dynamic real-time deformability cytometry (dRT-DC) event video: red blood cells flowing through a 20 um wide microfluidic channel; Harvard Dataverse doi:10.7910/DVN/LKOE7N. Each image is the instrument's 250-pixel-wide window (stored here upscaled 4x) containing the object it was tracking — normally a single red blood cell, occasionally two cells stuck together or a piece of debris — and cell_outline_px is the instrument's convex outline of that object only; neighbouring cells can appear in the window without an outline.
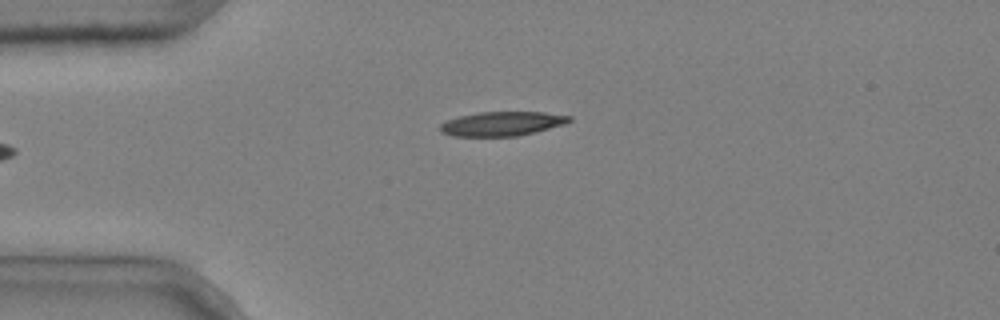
{"species": "common noctule bat (a hibernating species)", "species_latin": "Nyctalus noctula", "temperature_condition": "cold", "stored_images_in_passage": 11, "camera_frame_rate_fps": 3000, "um_per_image_px": 0.085, "animal": {"sex": "male", "body_mass_g": 20.4}, "frame": {"image": 1, "passage_image": 2, "time_ms": 0.333, "image_size_px": [1000, 320], "cell_outline_px": [[572, 120], [564, 124], [536, 132], [516, 136], [452, 136], [440, 132], [440, 124], [448, 120], [460, 116], [480, 112], [544, 112], [572, 116]], "centroid_in_image_um": [42.69, 10.52], "position_along_channel_um": 42.3, "area_um2": 18.21}}
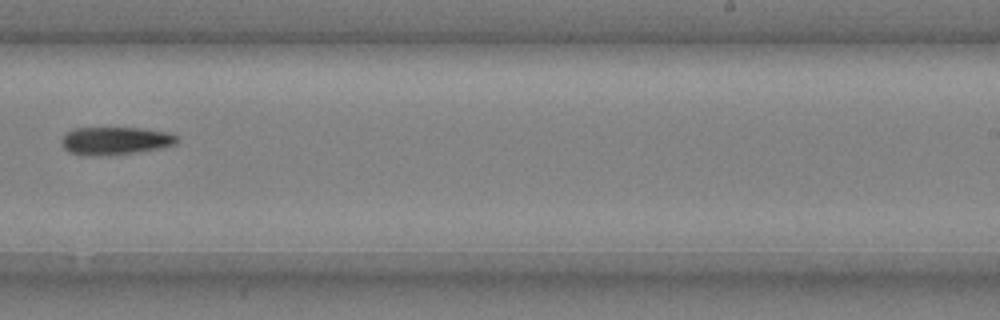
{"frame": {"image": 2, "passage_image": 8, "time_ms": 2.333, "image_size_px": [1000, 320], "cell_outline_px": [[180, 140], [176, 144], [160, 148], [136, 152], [104, 156], [96, 156], [72, 152], [64, 148], [64, 136], [68, 132], [76, 128], [144, 128], [172, 132], [180, 136]], "centroid_in_image_um": [9.95, 11.95], "position_along_channel_um": 279.1, "area_um2": 18.67}}
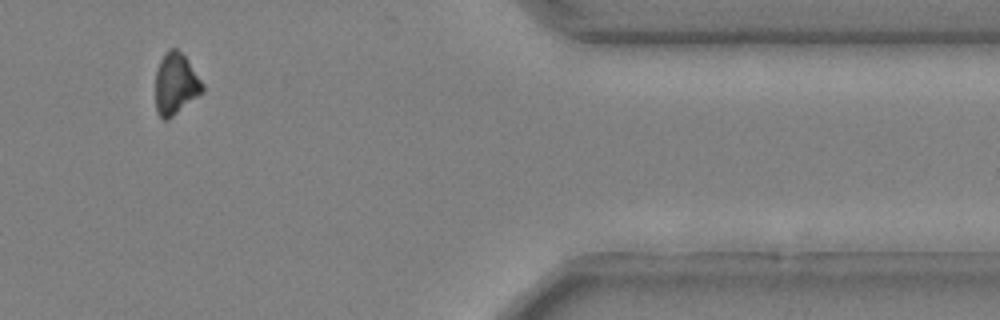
{"frame": {"image": 3, "passage_image": 11, "time_ms": 3.333, "image_size_px": [1000, 320], "cell_outline_px": [[204, 92], [168, 120], [164, 120], [160, 116], [156, 108], [156, 72], [160, 60], [164, 52], [168, 48], [176, 48], [188, 60], [204, 84]], "centroid_in_image_um": [14.94, 7.13], "position_along_channel_um": 396.5, "area_um2": 16.94}}